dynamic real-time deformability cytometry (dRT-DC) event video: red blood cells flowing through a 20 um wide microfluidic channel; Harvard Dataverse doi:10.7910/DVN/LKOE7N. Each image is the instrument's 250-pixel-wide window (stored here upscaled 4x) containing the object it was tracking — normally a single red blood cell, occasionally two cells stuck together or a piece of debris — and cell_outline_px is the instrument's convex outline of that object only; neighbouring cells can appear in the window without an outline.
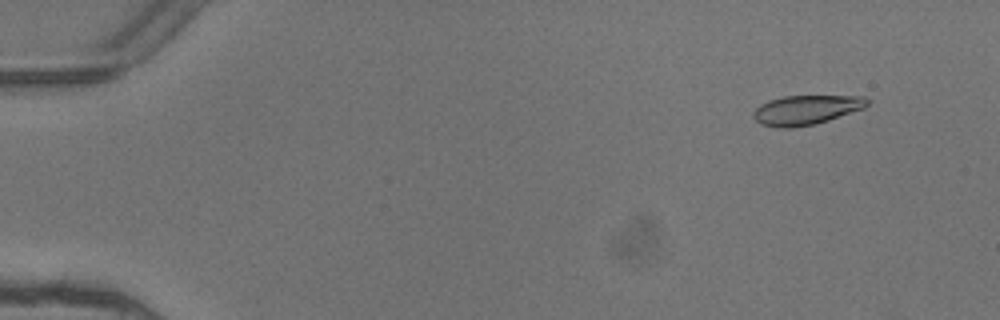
{"species": "common noctule bat (a hibernating species)", "species_latin": "Nyctalus noctula", "temperature_condition": "warm", "stored_images_in_passage": 5, "camera_frame_rate_fps": 3000, "um_per_image_px": 0.085, "animal": {"sex": "female"}, "frame": {"image": 1, "passage_image": 2, "time_ms": 0.333, "image_size_px": [1000, 320], "cell_outline_px": [[868, 104], [864, 108], [816, 124], [792, 128], [776, 128], [760, 124], [752, 116], [752, 112], [760, 104], [768, 100], [784, 96], [864, 96], [868, 100]], "centroid_in_image_um": [68.47, 9.35], "position_along_channel_um": 16.5, "area_um2": 19.65}}
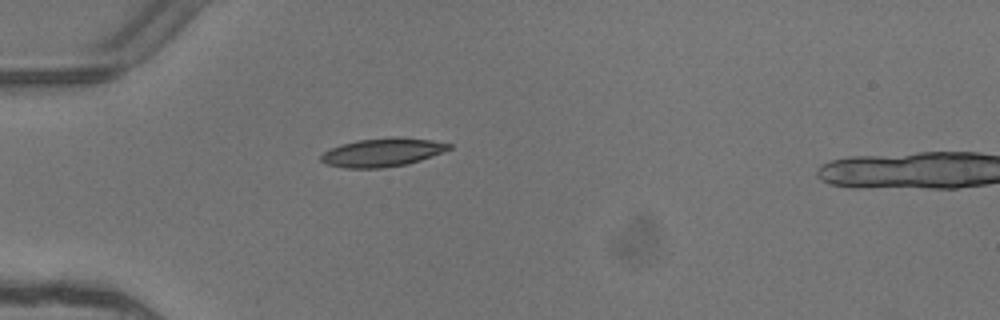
{"frame": {"image": 2, "passage_image": 4, "time_ms": 1.0, "image_size_px": [1000, 320], "cell_outline_px": [[452, 148], [444, 152], [408, 164], [384, 168], [344, 168], [324, 164], [320, 160], [320, 156], [324, 152], [340, 144], [356, 140], [392, 136], [432, 140], [452, 144]], "centroid_in_image_um": [32.5, 12.95], "position_along_channel_um": 52.5, "area_um2": 21.5}}